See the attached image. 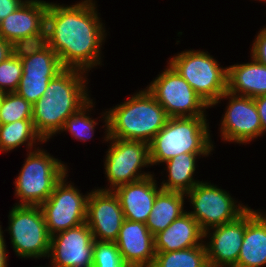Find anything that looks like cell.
Wrapping results in <instances>:
<instances>
[{
	"label": "cell",
	"mask_w": 266,
	"mask_h": 267,
	"mask_svg": "<svg viewBox=\"0 0 266 267\" xmlns=\"http://www.w3.org/2000/svg\"><path fill=\"white\" fill-rule=\"evenodd\" d=\"M102 25L92 0L72 6L48 3L45 43L58 55L64 68L88 71L100 64L105 36Z\"/></svg>",
	"instance_id": "cell-1"
},
{
	"label": "cell",
	"mask_w": 266,
	"mask_h": 267,
	"mask_svg": "<svg viewBox=\"0 0 266 267\" xmlns=\"http://www.w3.org/2000/svg\"><path fill=\"white\" fill-rule=\"evenodd\" d=\"M83 73L85 71L64 68L52 78L44 95L33 104V126L43 141L60 132L65 121L90 100Z\"/></svg>",
	"instance_id": "cell-2"
},
{
	"label": "cell",
	"mask_w": 266,
	"mask_h": 267,
	"mask_svg": "<svg viewBox=\"0 0 266 267\" xmlns=\"http://www.w3.org/2000/svg\"><path fill=\"white\" fill-rule=\"evenodd\" d=\"M106 113L104 118L108 138L143 141L148 144L169 119L166 111L147 89Z\"/></svg>",
	"instance_id": "cell-3"
},
{
	"label": "cell",
	"mask_w": 266,
	"mask_h": 267,
	"mask_svg": "<svg viewBox=\"0 0 266 267\" xmlns=\"http://www.w3.org/2000/svg\"><path fill=\"white\" fill-rule=\"evenodd\" d=\"M206 117H169L149 143L150 163L165 162L183 153H210Z\"/></svg>",
	"instance_id": "cell-4"
},
{
	"label": "cell",
	"mask_w": 266,
	"mask_h": 267,
	"mask_svg": "<svg viewBox=\"0 0 266 267\" xmlns=\"http://www.w3.org/2000/svg\"><path fill=\"white\" fill-rule=\"evenodd\" d=\"M67 169L61 161L41 149L29 152L25 164L15 180L18 205L40 206L53 192Z\"/></svg>",
	"instance_id": "cell-5"
},
{
	"label": "cell",
	"mask_w": 266,
	"mask_h": 267,
	"mask_svg": "<svg viewBox=\"0 0 266 267\" xmlns=\"http://www.w3.org/2000/svg\"><path fill=\"white\" fill-rule=\"evenodd\" d=\"M169 64L186 80L210 107L227 91L228 69L219 67L210 54L186 51L173 57Z\"/></svg>",
	"instance_id": "cell-6"
},
{
	"label": "cell",
	"mask_w": 266,
	"mask_h": 267,
	"mask_svg": "<svg viewBox=\"0 0 266 267\" xmlns=\"http://www.w3.org/2000/svg\"><path fill=\"white\" fill-rule=\"evenodd\" d=\"M8 218V231L16 255L27 258L49 255L51 236L40 206L16 204Z\"/></svg>",
	"instance_id": "cell-7"
},
{
	"label": "cell",
	"mask_w": 266,
	"mask_h": 267,
	"mask_svg": "<svg viewBox=\"0 0 266 267\" xmlns=\"http://www.w3.org/2000/svg\"><path fill=\"white\" fill-rule=\"evenodd\" d=\"M147 91L169 117H205L203 110L209 107L170 64Z\"/></svg>",
	"instance_id": "cell-8"
},
{
	"label": "cell",
	"mask_w": 266,
	"mask_h": 267,
	"mask_svg": "<svg viewBox=\"0 0 266 267\" xmlns=\"http://www.w3.org/2000/svg\"><path fill=\"white\" fill-rule=\"evenodd\" d=\"M111 142L105 161V174L111 183V189H100L113 191L118 186L133 183L151 176L149 173H139V168L148 166L150 163L149 144L143 141L123 140L108 138ZM138 171V172H137Z\"/></svg>",
	"instance_id": "cell-9"
},
{
	"label": "cell",
	"mask_w": 266,
	"mask_h": 267,
	"mask_svg": "<svg viewBox=\"0 0 266 267\" xmlns=\"http://www.w3.org/2000/svg\"><path fill=\"white\" fill-rule=\"evenodd\" d=\"M186 194L194 207V211L188 213L199 223L204 237L207 236L209 227L231 222L248 209L235 205L234 199L226 191L202 181Z\"/></svg>",
	"instance_id": "cell-10"
},
{
	"label": "cell",
	"mask_w": 266,
	"mask_h": 267,
	"mask_svg": "<svg viewBox=\"0 0 266 267\" xmlns=\"http://www.w3.org/2000/svg\"><path fill=\"white\" fill-rule=\"evenodd\" d=\"M64 178L66 175L40 205L50 236L86 223L89 193L84 197L71 183L67 185Z\"/></svg>",
	"instance_id": "cell-11"
},
{
	"label": "cell",
	"mask_w": 266,
	"mask_h": 267,
	"mask_svg": "<svg viewBox=\"0 0 266 267\" xmlns=\"http://www.w3.org/2000/svg\"><path fill=\"white\" fill-rule=\"evenodd\" d=\"M47 8L45 1H24L0 22V37L15 48L44 43Z\"/></svg>",
	"instance_id": "cell-12"
},
{
	"label": "cell",
	"mask_w": 266,
	"mask_h": 267,
	"mask_svg": "<svg viewBox=\"0 0 266 267\" xmlns=\"http://www.w3.org/2000/svg\"><path fill=\"white\" fill-rule=\"evenodd\" d=\"M57 234L51 236L48 255L53 267H93L95 240L87 223Z\"/></svg>",
	"instance_id": "cell-13"
},
{
	"label": "cell",
	"mask_w": 266,
	"mask_h": 267,
	"mask_svg": "<svg viewBox=\"0 0 266 267\" xmlns=\"http://www.w3.org/2000/svg\"><path fill=\"white\" fill-rule=\"evenodd\" d=\"M124 218L118 197L113 191L97 189L89 193L86 223L97 241L115 242Z\"/></svg>",
	"instance_id": "cell-14"
},
{
	"label": "cell",
	"mask_w": 266,
	"mask_h": 267,
	"mask_svg": "<svg viewBox=\"0 0 266 267\" xmlns=\"http://www.w3.org/2000/svg\"><path fill=\"white\" fill-rule=\"evenodd\" d=\"M224 97L231 99L221 123L223 139L247 143L262 135V125L254 98L234 95L228 91L219 100Z\"/></svg>",
	"instance_id": "cell-15"
},
{
	"label": "cell",
	"mask_w": 266,
	"mask_h": 267,
	"mask_svg": "<svg viewBox=\"0 0 266 267\" xmlns=\"http://www.w3.org/2000/svg\"><path fill=\"white\" fill-rule=\"evenodd\" d=\"M128 267H151L156 255L154 236L145 223L125 219L115 241Z\"/></svg>",
	"instance_id": "cell-16"
},
{
	"label": "cell",
	"mask_w": 266,
	"mask_h": 267,
	"mask_svg": "<svg viewBox=\"0 0 266 267\" xmlns=\"http://www.w3.org/2000/svg\"><path fill=\"white\" fill-rule=\"evenodd\" d=\"M215 229L205 245L209 267H235L245 233V212L235 220Z\"/></svg>",
	"instance_id": "cell-17"
},
{
	"label": "cell",
	"mask_w": 266,
	"mask_h": 267,
	"mask_svg": "<svg viewBox=\"0 0 266 267\" xmlns=\"http://www.w3.org/2000/svg\"><path fill=\"white\" fill-rule=\"evenodd\" d=\"M153 175L142 180L118 186L113 190L118 197L124 218L146 223L153 208L158 188Z\"/></svg>",
	"instance_id": "cell-18"
},
{
	"label": "cell",
	"mask_w": 266,
	"mask_h": 267,
	"mask_svg": "<svg viewBox=\"0 0 266 267\" xmlns=\"http://www.w3.org/2000/svg\"><path fill=\"white\" fill-rule=\"evenodd\" d=\"M266 264V215L250 208L245 211V233L235 267Z\"/></svg>",
	"instance_id": "cell-19"
},
{
	"label": "cell",
	"mask_w": 266,
	"mask_h": 267,
	"mask_svg": "<svg viewBox=\"0 0 266 267\" xmlns=\"http://www.w3.org/2000/svg\"><path fill=\"white\" fill-rule=\"evenodd\" d=\"M202 238H204V231L200 228L199 223L185 212L164 231L154 236L155 251L171 252L204 245L200 241Z\"/></svg>",
	"instance_id": "cell-20"
},
{
	"label": "cell",
	"mask_w": 266,
	"mask_h": 267,
	"mask_svg": "<svg viewBox=\"0 0 266 267\" xmlns=\"http://www.w3.org/2000/svg\"><path fill=\"white\" fill-rule=\"evenodd\" d=\"M252 61L247 64H234L227 68L229 93L250 98L266 95V66L254 58Z\"/></svg>",
	"instance_id": "cell-21"
},
{
	"label": "cell",
	"mask_w": 266,
	"mask_h": 267,
	"mask_svg": "<svg viewBox=\"0 0 266 267\" xmlns=\"http://www.w3.org/2000/svg\"><path fill=\"white\" fill-rule=\"evenodd\" d=\"M21 58L23 74L28 76H56L64 67L58 55L44 42L15 50Z\"/></svg>",
	"instance_id": "cell-22"
},
{
	"label": "cell",
	"mask_w": 266,
	"mask_h": 267,
	"mask_svg": "<svg viewBox=\"0 0 266 267\" xmlns=\"http://www.w3.org/2000/svg\"><path fill=\"white\" fill-rule=\"evenodd\" d=\"M184 196V193L163 189L157 193L153 208L145 223L153 236L164 231L176 218L185 213Z\"/></svg>",
	"instance_id": "cell-23"
},
{
	"label": "cell",
	"mask_w": 266,
	"mask_h": 267,
	"mask_svg": "<svg viewBox=\"0 0 266 267\" xmlns=\"http://www.w3.org/2000/svg\"><path fill=\"white\" fill-rule=\"evenodd\" d=\"M210 153H183L179 154L164 163L167 164L168 181L162 182L161 188L166 191H175L186 194L199 181L193 180L195 171V159L199 155H209Z\"/></svg>",
	"instance_id": "cell-24"
},
{
	"label": "cell",
	"mask_w": 266,
	"mask_h": 267,
	"mask_svg": "<svg viewBox=\"0 0 266 267\" xmlns=\"http://www.w3.org/2000/svg\"><path fill=\"white\" fill-rule=\"evenodd\" d=\"M151 267H209L205 245L171 252H156Z\"/></svg>",
	"instance_id": "cell-25"
},
{
	"label": "cell",
	"mask_w": 266,
	"mask_h": 267,
	"mask_svg": "<svg viewBox=\"0 0 266 267\" xmlns=\"http://www.w3.org/2000/svg\"><path fill=\"white\" fill-rule=\"evenodd\" d=\"M34 140L44 142L35 131L32 120H19L0 125V151L13 150L27 141L28 148H31Z\"/></svg>",
	"instance_id": "cell-26"
},
{
	"label": "cell",
	"mask_w": 266,
	"mask_h": 267,
	"mask_svg": "<svg viewBox=\"0 0 266 267\" xmlns=\"http://www.w3.org/2000/svg\"><path fill=\"white\" fill-rule=\"evenodd\" d=\"M33 105L16 92H5L0 103V125L32 120Z\"/></svg>",
	"instance_id": "cell-27"
},
{
	"label": "cell",
	"mask_w": 266,
	"mask_h": 267,
	"mask_svg": "<svg viewBox=\"0 0 266 267\" xmlns=\"http://www.w3.org/2000/svg\"><path fill=\"white\" fill-rule=\"evenodd\" d=\"M92 100H89L83 107H81L77 112L73 113L64 123L61 131H69L73 137L78 140L86 141L91 139L92 133H94V125L97 123L86 116V110L93 107Z\"/></svg>",
	"instance_id": "cell-28"
},
{
	"label": "cell",
	"mask_w": 266,
	"mask_h": 267,
	"mask_svg": "<svg viewBox=\"0 0 266 267\" xmlns=\"http://www.w3.org/2000/svg\"><path fill=\"white\" fill-rule=\"evenodd\" d=\"M22 74L23 67L21 58L15 51L11 56L0 63V91L4 93L16 92ZM7 87L9 89H7Z\"/></svg>",
	"instance_id": "cell-29"
},
{
	"label": "cell",
	"mask_w": 266,
	"mask_h": 267,
	"mask_svg": "<svg viewBox=\"0 0 266 267\" xmlns=\"http://www.w3.org/2000/svg\"><path fill=\"white\" fill-rule=\"evenodd\" d=\"M93 267H128L115 242L95 241Z\"/></svg>",
	"instance_id": "cell-30"
},
{
	"label": "cell",
	"mask_w": 266,
	"mask_h": 267,
	"mask_svg": "<svg viewBox=\"0 0 266 267\" xmlns=\"http://www.w3.org/2000/svg\"><path fill=\"white\" fill-rule=\"evenodd\" d=\"M53 77L22 75L16 93L33 105L44 95Z\"/></svg>",
	"instance_id": "cell-31"
},
{
	"label": "cell",
	"mask_w": 266,
	"mask_h": 267,
	"mask_svg": "<svg viewBox=\"0 0 266 267\" xmlns=\"http://www.w3.org/2000/svg\"><path fill=\"white\" fill-rule=\"evenodd\" d=\"M252 45L251 57L266 66V28L258 34Z\"/></svg>",
	"instance_id": "cell-32"
},
{
	"label": "cell",
	"mask_w": 266,
	"mask_h": 267,
	"mask_svg": "<svg viewBox=\"0 0 266 267\" xmlns=\"http://www.w3.org/2000/svg\"><path fill=\"white\" fill-rule=\"evenodd\" d=\"M23 2L22 0H0V22L13 13Z\"/></svg>",
	"instance_id": "cell-33"
},
{
	"label": "cell",
	"mask_w": 266,
	"mask_h": 267,
	"mask_svg": "<svg viewBox=\"0 0 266 267\" xmlns=\"http://www.w3.org/2000/svg\"><path fill=\"white\" fill-rule=\"evenodd\" d=\"M258 114L260 117V122L262 125V134L266 131V95H262L254 98Z\"/></svg>",
	"instance_id": "cell-34"
},
{
	"label": "cell",
	"mask_w": 266,
	"mask_h": 267,
	"mask_svg": "<svg viewBox=\"0 0 266 267\" xmlns=\"http://www.w3.org/2000/svg\"><path fill=\"white\" fill-rule=\"evenodd\" d=\"M16 48L0 37V63L15 52Z\"/></svg>",
	"instance_id": "cell-35"
},
{
	"label": "cell",
	"mask_w": 266,
	"mask_h": 267,
	"mask_svg": "<svg viewBox=\"0 0 266 267\" xmlns=\"http://www.w3.org/2000/svg\"><path fill=\"white\" fill-rule=\"evenodd\" d=\"M2 234L3 232L0 227V267H7L6 245Z\"/></svg>",
	"instance_id": "cell-36"
},
{
	"label": "cell",
	"mask_w": 266,
	"mask_h": 267,
	"mask_svg": "<svg viewBox=\"0 0 266 267\" xmlns=\"http://www.w3.org/2000/svg\"><path fill=\"white\" fill-rule=\"evenodd\" d=\"M4 92H2V91H0V103H1V100H2V98H3V96H4Z\"/></svg>",
	"instance_id": "cell-37"
}]
</instances>
